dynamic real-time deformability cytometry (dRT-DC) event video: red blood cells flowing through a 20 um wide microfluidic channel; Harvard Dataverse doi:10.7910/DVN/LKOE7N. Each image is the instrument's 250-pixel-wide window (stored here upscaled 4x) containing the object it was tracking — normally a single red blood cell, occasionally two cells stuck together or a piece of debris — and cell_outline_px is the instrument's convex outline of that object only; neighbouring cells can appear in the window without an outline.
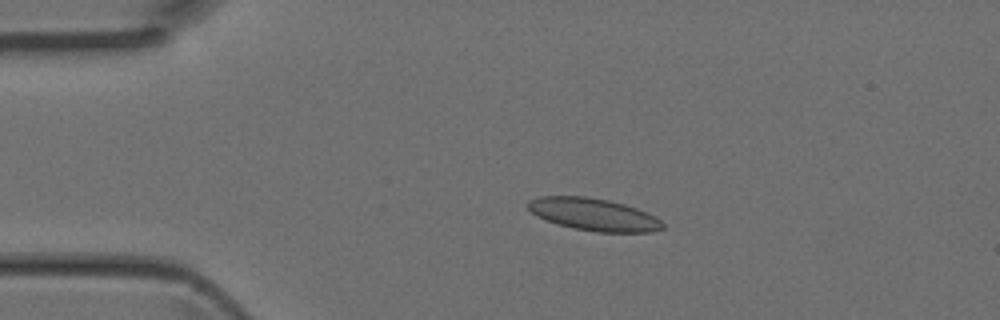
{"species": "Egyptian fruit bat (a non-hibernating species)", "species_latin": "Rousettus aegyptiacus", "temperature_condition": "room temperature", "stored_images_in_passage": 2, "camera_frame_rate_fps": 3000, "um_per_image_px": 0.085, "animal": {"sex": "female"}, "frame": {"image": 1, "passage_image": 1, "time_ms": 0.0, "image_size_px": [1000, 320], "cell_outline_px": [[664, 228], [652, 232], [596, 232], [572, 228], [536, 216], [528, 208], [528, 200], [540, 196], [588, 196], [608, 200], [624, 204], [636, 208], [656, 216], [664, 224]], "centroid_in_image_um": [50.48, 18.22], "position_along_channel_um": 34.5, "area_um2": 25.37}}